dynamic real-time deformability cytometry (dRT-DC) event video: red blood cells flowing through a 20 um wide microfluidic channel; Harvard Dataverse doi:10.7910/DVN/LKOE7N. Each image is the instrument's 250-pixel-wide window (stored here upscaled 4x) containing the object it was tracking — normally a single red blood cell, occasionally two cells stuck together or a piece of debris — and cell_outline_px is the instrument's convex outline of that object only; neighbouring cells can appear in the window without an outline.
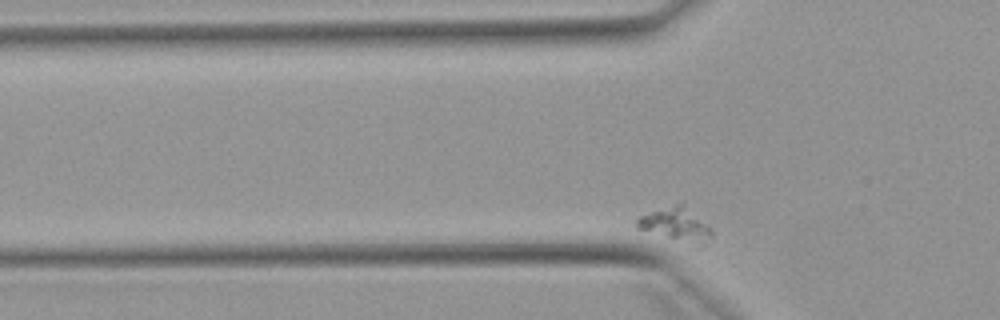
{"species": "Egyptian fruit bat (a non-hibernating species)", "species_latin": "Rousettus aegyptiacus", "temperature_condition": "warm", "stored_images_in_passage": 51, "camera_frame_rate_fps": 3000, "um_per_image_px": 0.085, "animal": {"sex": "female"}, "frame": {"image": 1, "passage_image": 9, "time_ms": 2.667, "image_size_px": [1000, 320], "cell_outline_px": [[712, 236], [700, 248], [696, 248], [636, 228], [636, 220], [640, 216], [684, 200], [712, 232]], "centroid_in_image_um": [57.49, 19.11], "position_along_channel_um": 68.3, "area_um2": 15.2}}
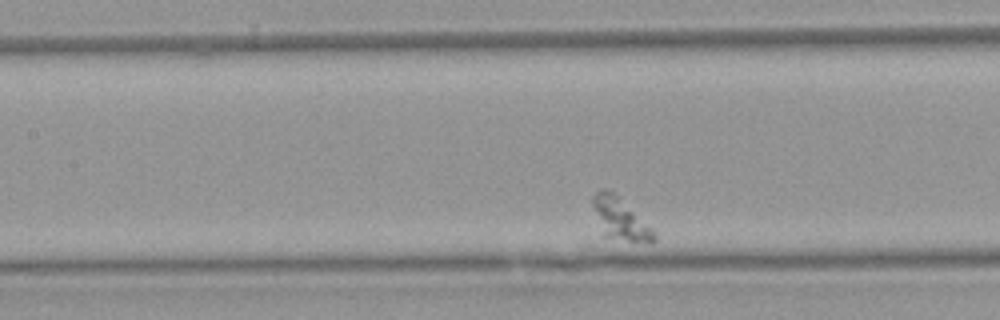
{"frame": {"image": 2, "passage_image": 18, "time_ms": 5.667, "image_size_px": [1000, 320], "cell_outline_px": [[656, 240], [652, 244], [648, 244], [604, 236], [592, 204], [592, 196], [600, 188], [608, 188], [620, 196], [652, 228], [656, 236]], "centroid_in_image_um": [52.74, 18.57], "position_along_channel_um": 154.7, "area_um2": 15.09}}
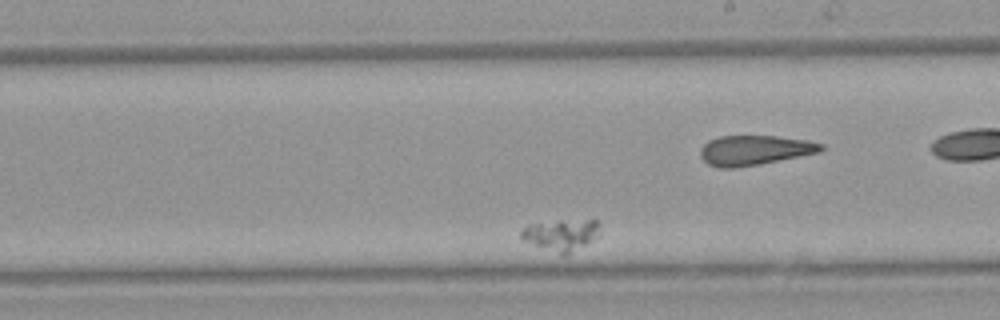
{"frame": {"image": 3, "passage_image": 27, "time_ms": 8.667, "image_size_px": [1000, 320], "cell_outline_px": [[600, 224], [592, 236], [584, 244], [564, 256], [524, 240], [520, 236], [520, 232], [528, 224], [560, 220], [596, 220]], "centroid_in_image_um": [47.61, 19.94], "position_along_channel_um": 241.4, "area_um2": 13.7}}